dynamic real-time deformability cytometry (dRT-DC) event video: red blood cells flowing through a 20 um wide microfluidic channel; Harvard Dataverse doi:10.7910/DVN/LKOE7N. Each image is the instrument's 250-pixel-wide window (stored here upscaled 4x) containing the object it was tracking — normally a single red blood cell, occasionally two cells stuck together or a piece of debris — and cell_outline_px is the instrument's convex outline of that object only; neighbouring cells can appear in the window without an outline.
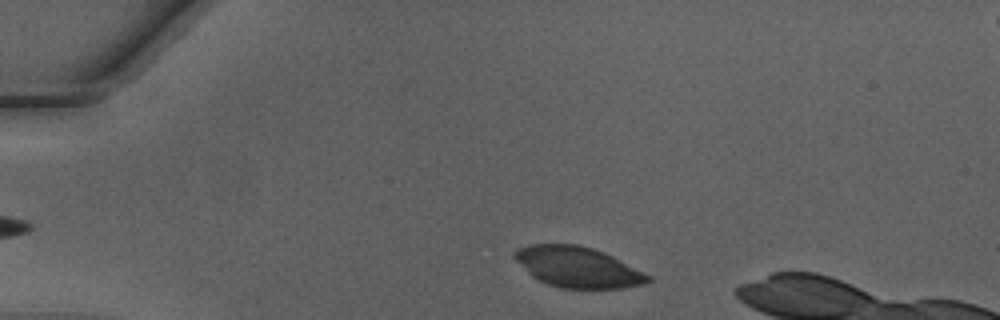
{"species": "Egyptian fruit bat (a non-hibernating species)", "species_latin": "Rousettus aegyptiacus", "temperature_condition": "warm", "stored_images_in_passage": 41, "camera_frame_rate_fps": 3000, "um_per_image_px": 0.085, "animal": {"sex": "male"}, "frame": {"image": 1, "passage_image": 3, "time_ms": 0.667, "image_size_px": [1000, 320], "cell_outline_px": [[652, 280], [644, 284], [624, 288], [560, 288], [548, 284], [532, 276], [512, 256], [520, 248], [528, 244], [576, 244], [592, 248], [604, 252], [652, 276]], "centroid_in_image_um": [49.14, 22.71], "position_along_channel_um": 35.9, "area_um2": 31.33}}
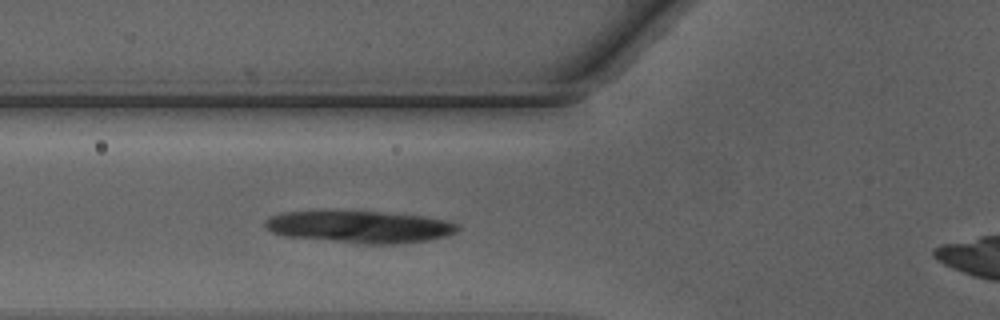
{"frame": {"image": 2, "passage_image": 11, "time_ms": 3.333, "image_size_px": [1000, 320], "cell_outline_px": [[460, 228], [456, 232], [448, 236], [428, 240], [400, 244], [364, 244], [284, 236], [272, 232], [264, 224], [264, 220], [272, 216], [284, 212], [380, 212], [424, 216], [448, 220], [460, 224]], "centroid_in_image_um": [30.67, 19.3], "position_along_channel_um": 95.1, "area_um2": 35.89}}
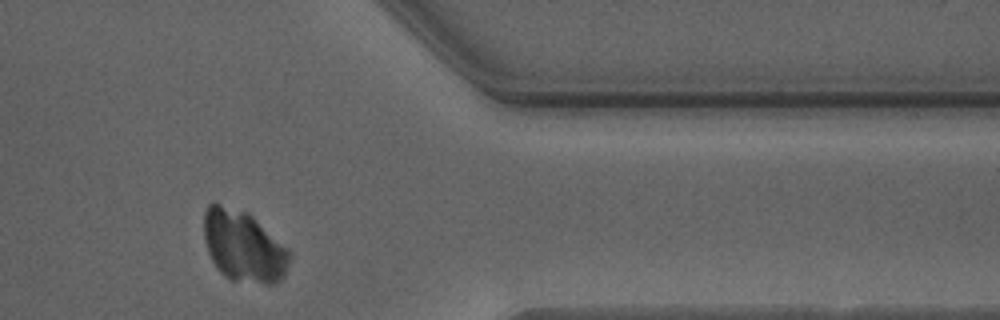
{"frame": {"image": 3, "passage_image": 33, "time_ms": 10.667, "image_size_px": [1000, 320], "cell_outline_px": [[288, 260], [284, 276], [280, 280], [272, 284], [264, 284], [232, 280], [224, 276], [216, 268], [208, 252], [204, 240], [204, 212], [208, 204], [216, 204], [248, 212], [288, 248]], "centroid_in_image_um": [20.67, 20.95], "position_along_channel_um": 390.7, "area_um2": 35.26}}